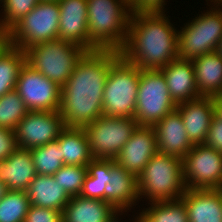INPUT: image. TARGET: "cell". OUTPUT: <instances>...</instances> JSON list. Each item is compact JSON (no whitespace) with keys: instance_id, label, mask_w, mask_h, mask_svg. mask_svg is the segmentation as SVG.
Returning a JSON list of instances; mask_svg holds the SVG:
<instances>
[{"instance_id":"20","label":"cell","mask_w":222,"mask_h":222,"mask_svg":"<svg viewBox=\"0 0 222 222\" xmlns=\"http://www.w3.org/2000/svg\"><path fill=\"white\" fill-rule=\"evenodd\" d=\"M31 151L17 148L6 160L0 161V181L8 190L26 191L36 176Z\"/></svg>"},{"instance_id":"40","label":"cell","mask_w":222,"mask_h":222,"mask_svg":"<svg viewBox=\"0 0 222 222\" xmlns=\"http://www.w3.org/2000/svg\"><path fill=\"white\" fill-rule=\"evenodd\" d=\"M7 192H8V188L6 184L0 181V200L6 195Z\"/></svg>"},{"instance_id":"4","label":"cell","mask_w":222,"mask_h":222,"mask_svg":"<svg viewBox=\"0 0 222 222\" xmlns=\"http://www.w3.org/2000/svg\"><path fill=\"white\" fill-rule=\"evenodd\" d=\"M139 196L151 202L178 200L186 191L182 159L157 152L138 175Z\"/></svg>"},{"instance_id":"12","label":"cell","mask_w":222,"mask_h":222,"mask_svg":"<svg viewBox=\"0 0 222 222\" xmlns=\"http://www.w3.org/2000/svg\"><path fill=\"white\" fill-rule=\"evenodd\" d=\"M61 88L25 62L15 90L28 111H59Z\"/></svg>"},{"instance_id":"25","label":"cell","mask_w":222,"mask_h":222,"mask_svg":"<svg viewBox=\"0 0 222 222\" xmlns=\"http://www.w3.org/2000/svg\"><path fill=\"white\" fill-rule=\"evenodd\" d=\"M56 141L65 165L87 166L93 160L83 128L65 127Z\"/></svg>"},{"instance_id":"6","label":"cell","mask_w":222,"mask_h":222,"mask_svg":"<svg viewBox=\"0 0 222 222\" xmlns=\"http://www.w3.org/2000/svg\"><path fill=\"white\" fill-rule=\"evenodd\" d=\"M85 52L77 44L57 39L34 45L25 55L28 65L62 87Z\"/></svg>"},{"instance_id":"2","label":"cell","mask_w":222,"mask_h":222,"mask_svg":"<svg viewBox=\"0 0 222 222\" xmlns=\"http://www.w3.org/2000/svg\"><path fill=\"white\" fill-rule=\"evenodd\" d=\"M121 55L140 70H156L179 58L178 31L163 13L131 14Z\"/></svg>"},{"instance_id":"39","label":"cell","mask_w":222,"mask_h":222,"mask_svg":"<svg viewBox=\"0 0 222 222\" xmlns=\"http://www.w3.org/2000/svg\"><path fill=\"white\" fill-rule=\"evenodd\" d=\"M125 209H114L113 212L107 217V222H119L116 220V215L117 213H120V211L122 212ZM137 221L135 222H139V218H136Z\"/></svg>"},{"instance_id":"17","label":"cell","mask_w":222,"mask_h":222,"mask_svg":"<svg viewBox=\"0 0 222 222\" xmlns=\"http://www.w3.org/2000/svg\"><path fill=\"white\" fill-rule=\"evenodd\" d=\"M182 118L190 142L204 144L214 117L213 97H204L182 102L176 108Z\"/></svg>"},{"instance_id":"10","label":"cell","mask_w":222,"mask_h":222,"mask_svg":"<svg viewBox=\"0 0 222 222\" xmlns=\"http://www.w3.org/2000/svg\"><path fill=\"white\" fill-rule=\"evenodd\" d=\"M212 8L178 30V55L192 60L198 56L215 52L222 38V11Z\"/></svg>"},{"instance_id":"19","label":"cell","mask_w":222,"mask_h":222,"mask_svg":"<svg viewBox=\"0 0 222 222\" xmlns=\"http://www.w3.org/2000/svg\"><path fill=\"white\" fill-rule=\"evenodd\" d=\"M160 70L165 76L170 96L176 104L201 97L191 60L177 58Z\"/></svg>"},{"instance_id":"24","label":"cell","mask_w":222,"mask_h":222,"mask_svg":"<svg viewBox=\"0 0 222 222\" xmlns=\"http://www.w3.org/2000/svg\"><path fill=\"white\" fill-rule=\"evenodd\" d=\"M114 209L101 199L74 196L63 209V222H104Z\"/></svg>"},{"instance_id":"14","label":"cell","mask_w":222,"mask_h":222,"mask_svg":"<svg viewBox=\"0 0 222 222\" xmlns=\"http://www.w3.org/2000/svg\"><path fill=\"white\" fill-rule=\"evenodd\" d=\"M157 152L155 129L152 126L138 125L114 160L138 177Z\"/></svg>"},{"instance_id":"26","label":"cell","mask_w":222,"mask_h":222,"mask_svg":"<svg viewBox=\"0 0 222 222\" xmlns=\"http://www.w3.org/2000/svg\"><path fill=\"white\" fill-rule=\"evenodd\" d=\"M26 62L25 51L6 43L0 49V97L16 88L20 69Z\"/></svg>"},{"instance_id":"15","label":"cell","mask_w":222,"mask_h":222,"mask_svg":"<svg viewBox=\"0 0 222 222\" xmlns=\"http://www.w3.org/2000/svg\"><path fill=\"white\" fill-rule=\"evenodd\" d=\"M58 39L88 51L87 0H59Z\"/></svg>"},{"instance_id":"28","label":"cell","mask_w":222,"mask_h":222,"mask_svg":"<svg viewBox=\"0 0 222 222\" xmlns=\"http://www.w3.org/2000/svg\"><path fill=\"white\" fill-rule=\"evenodd\" d=\"M151 204L138 216L139 222H188V212L181 199L153 201Z\"/></svg>"},{"instance_id":"9","label":"cell","mask_w":222,"mask_h":222,"mask_svg":"<svg viewBox=\"0 0 222 222\" xmlns=\"http://www.w3.org/2000/svg\"><path fill=\"white\" fill-rule=\"evenodd\" d=\"M137 126L134 118L104 115L84 126L93 159H115Z\"/></svg>"},{"instance_id":"31","label":"cell","mask_w":222,"mask_h":222,"mask_svg":"<svg viewBox=\"0 0 222 222\" xmlns=\"http://www.w3.org/2000/svg\"><path fill=\"white\" fill-rule=\"evenodd\" d=\"M28 112L16 90L0 97V127L14 131Z\"/></svg>"},{"instance_id":"1","label":"cell","mask_w":222,"mask_h":222,"mask_svg":"<svg viewBox=\"0 0 222 222\" xmlns=\"http://www.w3.org/2000/svg\"><path fill=\"white\" fill-rule=\"evenodd\" d=\"M121 55L113 49L86 51L61 88L65 127L83 128L103 115V92L111 64Z\"/></svg>"},{"instance_id":"18","label":"cell","mask_w":222,"mask_h":222,"mask_svg":"<svg viewBox=\"0 0 222 222\" xmlns=\"http://www.w3.org/2000/svg\"><path fill=\"white\" fill-rule=\"evenodd\" d=\"M188 222H222V189H186Z\"/></svg>"},{"instance_id":"34","label":"cell","mask_w":222,"mask_h":222,"mask_svg":"<svg viewBox=\"0 0 222 222\" xmlns=\"http://www.w3.org/2000/svg\"><path fill=\"white\" fill-rule=\"evenodd\" d=\"M24 222H63L62 211L30 205Z\"/></svg>"},{"instance_id":"41","label":"cell","mask_w":222,"mask_h":222,"mask_svg":"<svg viewBox=\"0 0 222 222\" xmlns=\"http://www.w3.org/2000/svg\"><path fill=\"white\" fill-rule=\"evenodd\" d=\"M7 43V33L0 30V49Z\"/></svg>"},{"instance_id":"11","label":"cell","mask_w":222,"mask_h":222,"mask_svg":"<svg viewBox=\"0 0 222 222\" xmlns=\"http://www.w3.org/2000/svg\"><path fill=\"white\" fill-rule=\"evenodd\" d=\"M186 189H222V153L195 144L182 158Z\"/></svg>"},{"instance_id":"27","label":"cell","mask_w":222,"mask_h":222,"mask_svg":"<svg viewBox=\"0 0 222 222\" xmlns=\"http://www.w3.org/2000/svg\"><path fill=\"white\" fill-rule=\"evenodd\" d=\"M81 196L105 201V187L111 178V159H93L87 166Z\"/></svg>"},{"instance_id":"44","label":"cell","mask_w":222,"mask_h":222,"mask_svg":"<svg viewBox=\"0 0 222 222\" xmlns=\"http://www.w3.org/2000/svg\"><path fill=\"white\" fill-rule=\"evenodd\" d=\"M40 1L58 2L59 0H40Z\"/></svg>"},{"instance_id":"13","label":"cell","mask_w":222,"mask_h":222,"mask_svg":"<svg viewBox=\"0 0 222 222\" xmlns=\"http://www.w3.org/2000/svg\"><path fill=\"white\" fill-rule=\"evenodd\" d=\"M65 123L59 111H29L14 130L17 146L32 149L56 141Z\"/></svg>"},{"instance_id":"33","label":"cell","mask_w":222,"mask_h":222,"mask_svg":"<svg viewBox=\"0 0 222 222\" xmlns=\"http://www.w3.org/2000/svg\"><path fill=\"white\" fill-rule=\"evenodd\" d=\"M40 0H3L4 18L0 21V30L8 32L17 22L26 16Z\"/></svg>"},{"instance_id":"32","label":"cell","mask_w":222,"mask_h":222,"mask_svg":"<svg viewBox=\"0 0 222 222\" xmlns=\"http://www.w3.org/2000/svg\"><path fill=\"white\" fill-rule=\"evenodd\" d=\"M86 175V166L64 164L53 177L70 197H74L81 194Z\"/></svg>"},{"instance_id":"21","label":"cell","mask_w":222,"mask_h":222,"mask_svg":"<svg viewBox=\"0 0 222 222\" xmlns=\"http://www.w3.org/2000/svg\"><path fill=\"white\" fill-rule=\"evenodd\" d=\"M139 197L137 176L111 159V178L105 187V201L115 209H129Z\"/></svg>"},{"instance_id":"16","label":"cell","mask_w":222,"mask_h":222,"mask_svg":"<svg viewBox=\"0 0 222 222\" xmlns=\"http://www.w3.org/2000/svg\"><path fill=\"white\" fill-rule=\"evenodd\" d=\"M153 128L159 153L182 159L193 147L177 109L168 113Z\"/></svg>"},{"instance_id":"30","label":"cell","mask_w":222,"mask_h":222,"mask_svg":"<svg viewBox=\"0 0 222 222\" xmlns=\"http://www.w3.org/2000/svg\"><path fill=\"white\" fill-rule=\"evenodd\" d=\"M29 206L26 191L8 190L0 200V222H24Z\"/></svg>"},{"instance_id":"5","label":"cell","mask_w":222,"mask_h":222,"mask_svg":"<svg viewBox=\"0 0 222 222\" xmlns=\"http://www.w3.org/2000/svg\"><path fill=\"white\" fill-rule=\"evenodd\" d=\"M140 69L120 55L112 64L103 92V115L134 118Z\"/></svg>"},{"instance_id":"37","label":"cell","mask_w":222,"mask_h":222,"mask_svg":"<svg viewBox=\"0 0 222 222\" xmlns=\"http://www.w3.org/2000/svg\"><path fill=\"white\" fill-rule=\"evenodd\" d=\"M206 146L222 153V121L215 116L208 129L207 138L204 143Z\"/></svg>"},{"instance_id":"35","label":"cell","mask_w":222,"mask_h":222,"mask_svg":"<svg viewBox=\"0 0 222 222\" xmlns=\"http://www.w3.org/2000/svg\"><path fill=\"white\" fill-rule=\"evenodd\" d=\"M164 2V0H131L130 13H164Z\"/></svg>"},{"instance_id":"43","label":"cell","mask_w":222,"mask_h":222,"mask_svg":"<svg viewBox=\"0 0 222 222\" xmlns=\"http://www.w3.org/2000/svg\"><path fill=\"white\" fill-rule=\"evenodd\" d=\"M212 2H213V0H212ZM214 2H215V4H217V6H218V4H221L220 6H222V0H214Z\"/></svg>"},{"instance_id":"36","label":"cell","mask_w":222,"mask_h":222,"mask_svg":"<svg viewBox=\"0 0 222 222\" xmlns=\"http://www.w3.org/2000/svg\"><path fill=\"white\" fill-rule=\"evenodd\" d=\"M17 148L14 131L0 127V161L6 160Z\"/></svg>"},{"instance_id":"38","label":"cell","mask_w":222,"mask_h":222,"mask_svg":"<svg viewBox=\"0 0 222 222\" xmlns=\"http://www.w3.org/2000/svg\"><path fill=\"white\" fill-rule=\"evenodd\" d=\"M214 116L222 121V99L220 97H213Z\"/></svg>"},{"instance_id":"23","label":"cell","mask_w":222,"mask_h":222,"mask_svg":"<svg viewBox=\"0 0 222 222\" xmlns=\"http://www.w3.org/2000/svg\"><path fill=\"white\" fill-rule=\"evenodd\" d=\"M26 192L30 205L62 212L71 198L53 176L43 174L34 177Z\"/></svg>"},{"instance_id":"29","label":"cell","mask_w":222,"mask_h":222,"mask_svg":"<svg viewBox=\"0 0 222 222\" xmlns=\"http://www.w3.org/2000/svg\"><path fill=\"white\" fill-rule=\"evenodd\" d=\"M57 141L30 149L36 174L53 176L63 165Z\"/></svg>"},{"instance_id":"3","label":"cell","mask_w":222,"mask_h":222,"mask_svg":"<svg viewBox=\"0 0 222 222\" xmlns=\"http://www.w3.org/2000/svg\"><path fill=\"white\" fill-rule=\"evenodd\" d=\"M130 12L129 0H87L88 51H120L127 41Z\"/></svg>"},{"instance_id":"8","label":"cell","mask_w":222,"mask_h":222,"mask_svg":"<svg viewBox=\"0 0 222 222\" xmlns=\"http://www.w3.org/2000/svg\"><path fill=\"white\" fill-rule=\"evenodd\" d=\"M177 104L170 96L165 76L160 69L140 70L134 119L139 126H154Z\"/></svg>"},{"instance_id":"22","label":"cell","mask_w":222,"mask_h":222,"mask_svg":"<svg viewBox=\"0 0 222 222\" xmlns=\"http://www.w3.org/2000/svg\"><path fill=\"white\" fill-rule=\"evenodd\" d=\"M200 96L219 97L222 94V58L212 52L191 60Z\"/></svg>"},{"instance_id":"7","label":"cell","mask_w":222,"mask_h":222,"mask_svg":"<svg viewBox=\"0 0 222 222\" xmlns=\"http://www.w3.org/2000/svg\"><path fill=\"white\" fill-rule=\"evenodd\" d=\"M59 18L58 2L39 1L7 32V43L25 51L39 43L57 40Z\"/></svg>"},{"instance_id":"42","label":"cell","mask_w":222,"mask_h":222,"mask_svg":"<svg viewBox=\"0 0 222 222\" xmlns=\"http://www.w3.org/2000/svg\"><path fill=\"white\" fill-rule=\"evenodd\" d=\"M215 52L222 58V38L219 40Z\"/></svg>"}]
</instances>
